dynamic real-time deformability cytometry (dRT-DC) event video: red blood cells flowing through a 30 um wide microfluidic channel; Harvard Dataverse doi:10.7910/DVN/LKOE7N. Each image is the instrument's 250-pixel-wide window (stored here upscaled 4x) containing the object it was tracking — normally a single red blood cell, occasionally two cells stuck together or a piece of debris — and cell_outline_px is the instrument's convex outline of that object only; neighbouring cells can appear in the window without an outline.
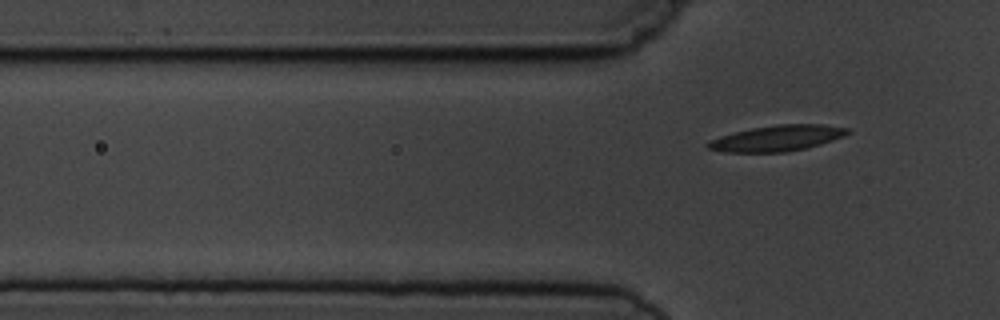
{"species": "common noctule bat (a hibernating species)", "species_latin": "Nyctalus noctula", "temperature_condition": "cold", "stored_images_in_passage": 6, "segment_of_instrument_passage": [2, 2], "camera_frame_rate_fps": 3000, "um_per_image_px": 0.085, "animal": {"sex": "male", "body_mass_g": 19.5, "forearm_length_mm": 54.6}, "frame": {"image": 1, "passage_image": 6, "time_ms": 6.667, "image_size_px": [1000, 320], "cell_outline_px": [[852, 132], [844, 136], [820, 144], [804, 148], [784, 152], [728, 152], [708, 148], [704, 144], [708, 140], [720, 136], [752, 128], [776, 124], [824, 124], [848, 128]], "centroid_in_image_um": [66.06, 11.74], "position_along_channel_um": 59.7, "area_um2": 20.92}}